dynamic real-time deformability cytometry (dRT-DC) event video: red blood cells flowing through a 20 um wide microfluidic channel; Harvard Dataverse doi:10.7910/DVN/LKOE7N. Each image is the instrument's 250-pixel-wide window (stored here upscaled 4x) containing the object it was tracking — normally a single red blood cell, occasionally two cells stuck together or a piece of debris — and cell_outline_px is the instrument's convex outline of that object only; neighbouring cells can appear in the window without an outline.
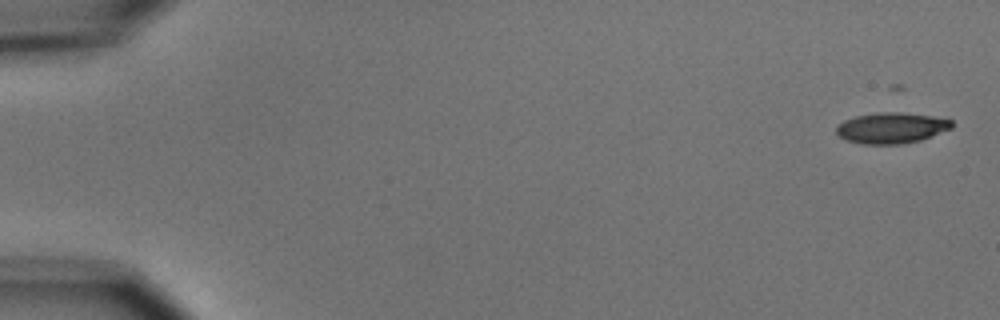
{"species": "common noctule bat (a hibernating species)", "species_latin": "Nyctalus noctula", "temperature_condition": "cold", "stored_images_in_passage": 5, "camera_frame_rate_fps": 3000, "um_per_image_px": 0.085, "animal": {"sex": "male", "body_mass_g": 15.6}, "frame": {"image": 1, "passage_image": 1, "time_ms": 0.0, "image_size_px": [1000, 320], "cell_outline_px": [[952, 128], [920, 140], [900, 144], [864, 144], [848, 140], [840, 136], [836, 132], [836, 124], [844, 120], [856, 116], [876, 112], [900, 112], [932, 116], [952, 120]], "centroid_in_image_um": [75.75, 10.86], "position_along_channel_um": 9.3, "area_um2": 20.63}}
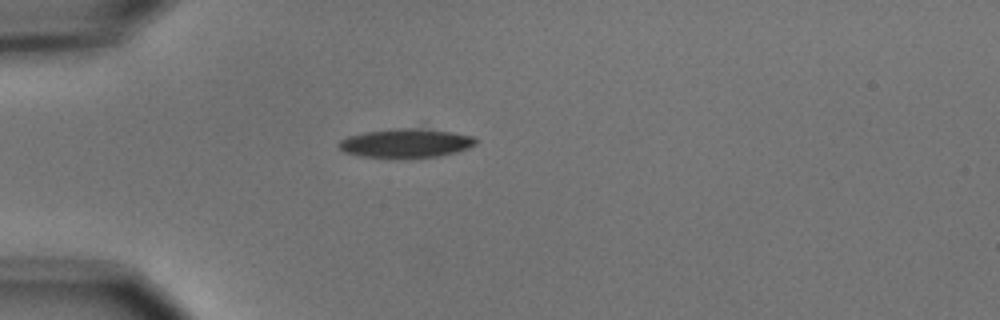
{"frame": {"image": 2, "passage_image": 5, "time_ms": 4.667, "image_size_px": [1000, 320], "cell_outline_px": [[476, 144], [468, 148], [456, 152], [440, 156], [360, 156], [344, 152], [336, 144], [340, 140], [348, 136], [364, 132], [392, 128], [424, 128], [452, 132], [472, 136], [476, 140]], "centroid_in_image_um": [34.49, 12.13], "position_along_channel_um": 50.5, "area_um2": 22.66}}